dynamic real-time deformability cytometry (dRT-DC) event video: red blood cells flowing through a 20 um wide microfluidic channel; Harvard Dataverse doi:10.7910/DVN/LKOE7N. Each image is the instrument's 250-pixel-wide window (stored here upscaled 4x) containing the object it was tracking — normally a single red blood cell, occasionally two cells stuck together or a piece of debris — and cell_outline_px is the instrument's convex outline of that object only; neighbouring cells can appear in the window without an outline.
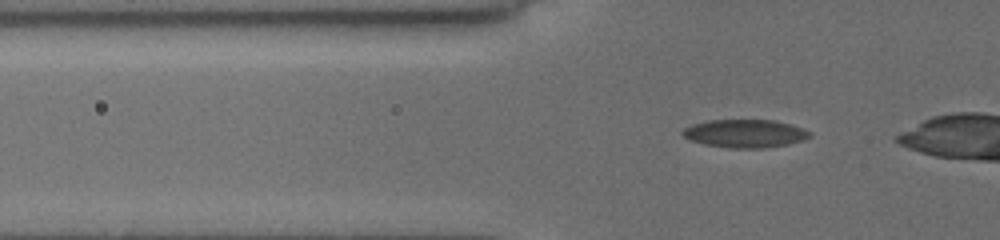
{"species": "common noctule bat (a hibernating species)", "species_latin": "Nyctalus noctula", "temperature_condition": "cold", "stored_images_in_passage": 36, "camera_frame_rate_fps": 3000, "um_per_image_px": 0.085, "animal": {"sex": "female", "body_mass_g": 19.5, "forearm_length_mm": 54.1}, "frame": {"image": 1, "passage_image": 8, "time_ms": 2.333, "image_size_px": [1000, 240], "cell_outline_px": [[812, 136], [788, 144], [760, 148], [728, 148], [704, 144], [692, 140], [684, 136], [680, 132], [684, 128], [692, 124], [708, 120], [776, 120], [812, 132]], "centroid_in_image_um": [63.29, 11.34], "position_along_channel_um": 62.5, "area_um2": 20.63}}
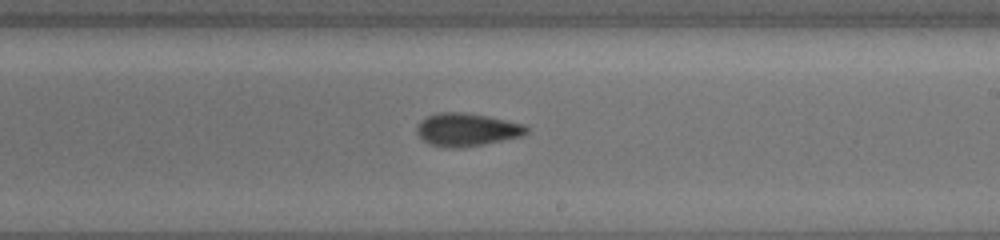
{"frame": {"image": 2, "passage_image": 23, "time_ms": 7.333, "image_size_px": [1000, 240], "cell_outline_px": [[528, 132], [520, 136], [484, 144], [460, 148], [452, 148], [428, 144], [416, 132], [416, 128], [420, 120], [428, 116], [440, 112], [464, 112], [488, 116], [528, 124]], "centroid_in_image_um": [39.69, 11.01], "position_along_channel_um": 249.3, "area_um2": 21.15}}
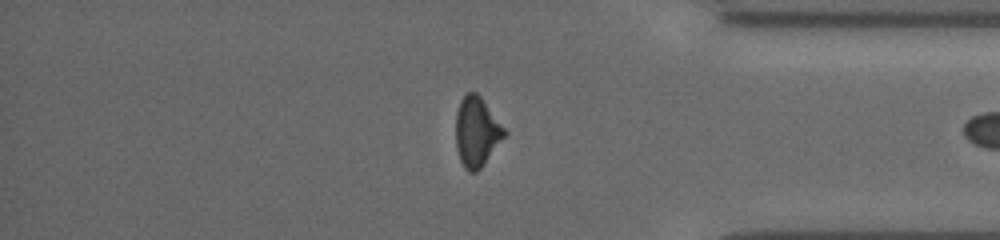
{"frame": {"image": 3, "passage_image": 35, "time_ms": 11.333, "image_size_px": [1000, 240], "cell_outline_px": [[508, 132], [484, 164], [476, 172], [468, 172], [464, 168], [460, 160], [456, 148], [456, 112], [460, 100], [468, 92], [476, 92], [480, 96]], "centroid_in_image_um": [40.51, 11.21], "position_along_channel_um": 394.7, "area_um2": 19.71}}